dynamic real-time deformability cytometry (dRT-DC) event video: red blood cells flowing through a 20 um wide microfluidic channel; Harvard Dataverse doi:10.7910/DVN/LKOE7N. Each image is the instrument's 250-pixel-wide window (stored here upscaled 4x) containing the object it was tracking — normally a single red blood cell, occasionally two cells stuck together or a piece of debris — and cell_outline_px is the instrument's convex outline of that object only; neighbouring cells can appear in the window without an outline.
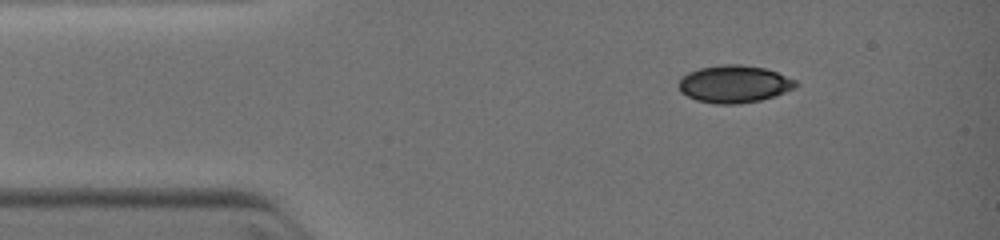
{"species": "common noctule bat (a hibernating species)", "species_latin": "Nyctalus noctula", "temperature_condition": "warm", "stored_images_in_passage": 36, "camera_frame_rate_fps": 3000, "um_per_image_px": 0.085, "animal": {"sex": "female", "body_mass_g": 19.0, "forearm_length_mm": 51.5}, "frame": {"image": 1, "passage_image": 1, "time_ms": 0.0, "image_size_px": [1000, 240], "cell_outline_px": [[800, 84], [796, 88], [760, 100], [740, 104], [716, 104], [696, 100], [680, 92], [680, 80], [688, 72], [700, 68], [720, 64], [740, 64], [764, 68], [776, 72], [796, 80]], "centroid_in_image_um": [62.42, 7.14], "position_along_channel_um": 22.6, "area_um2": 25.43}}
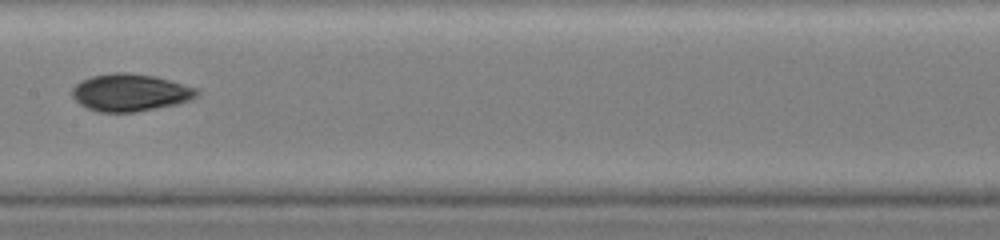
{"frame": {"image": 2, "passage_image": 18, "time_ms": 4.667, "image_size_px": [1000, 240], "cell_outline_px": [[200, 92], [192, 100], [176, 104], [136, 112], [100, 112], [88, 108], [80, 104], [72, 96], [72, 88], [80, 80], [92, 76], [116, 72], [128, 72], [156, 76], [200, 88]], "centroid_in_image_um": [11.11, 7.85], "position_along_channel_um": 196.3, "area_um2": 27.4}}
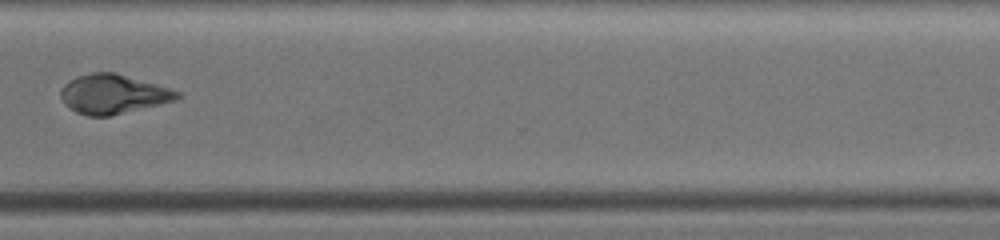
{"frame": {"image": 3, "passage_image": 35, "time_ms": 8.0, "image_size_px": [1000, 240], "cell_outline_px": [[184, 96], [176, 100], [160, 104], [108, 116], [88, 116], [76, 112], [64, 104], [60, 96], [60, 88], [68, 80], [76, 76], [92, 72], [112, 72], [156, 84], [184, 92]], "centroid_in_image_um": [9.61, 7.99], "position_along_channel_um": 361.0, "area_um2": 26.76}}